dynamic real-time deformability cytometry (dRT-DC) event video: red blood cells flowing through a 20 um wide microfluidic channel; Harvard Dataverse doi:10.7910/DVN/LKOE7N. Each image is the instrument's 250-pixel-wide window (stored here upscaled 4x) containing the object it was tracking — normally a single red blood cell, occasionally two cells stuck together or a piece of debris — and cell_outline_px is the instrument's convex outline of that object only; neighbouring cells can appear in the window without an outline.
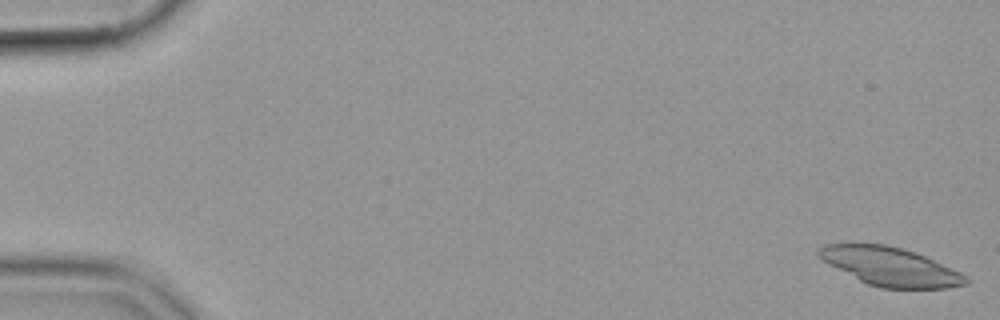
{"species": "common noctule bat (a hibernating species)", "species_latin": "Nyctalus noctula", "temperature_condition": "cold", "stored_images_in_passage": 10, "camera_frame_rate_fps": 3000, "um_per_image_px": 0.085, "animal": {"sex": "female", "body_mass_g": 19.9}, "frame": {"image": 1, "passage_image": 1, "time_ms": 0.0, "image_size_px": [1000, 320], "cell_outline_px": [[972, 280], [968, 284], [948, 288], [880, 288], [868, 284], [828, 264], [816, 252], [824, 244], [884, 244], [916, 252], [960, 272], [968, 276]], "centroid_in_image_um": [75.73, 22.67], "position_along_channel_um": 9.3, "area_um2": 32.71}}